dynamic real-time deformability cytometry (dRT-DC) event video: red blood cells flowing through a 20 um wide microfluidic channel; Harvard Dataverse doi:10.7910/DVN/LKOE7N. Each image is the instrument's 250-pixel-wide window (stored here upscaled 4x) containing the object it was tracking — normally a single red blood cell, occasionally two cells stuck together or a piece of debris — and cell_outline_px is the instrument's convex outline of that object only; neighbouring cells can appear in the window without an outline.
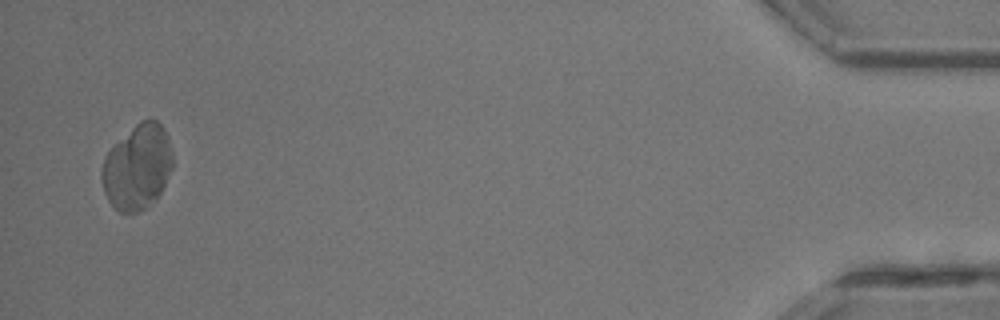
{"species": "common noctule bat (a hibernating species)", "species_latin": "Nyctalus noctula", "temperature_condition": "room temperature", "stored_images_in_passage": 24, "camera_frame_rate_fps": 3000, "um_per_image_px": 0.085, "animal": {"sex": "male", "body_mass_g": 13.3}, "frame": {"image": 1, "passage_image": 24, "time_ms": 7.667, "image_size_px": [1000, 320], "cell_outline_px": [[172, 168], [160, 192], [148, 208], [128, 216], [120, 212], [108, 200], [104, 192], [100, 176], [100, 172], [104, 156], [140, 120], [148, 116], [152, 116], [164, 128], [168, 136], [172, 152]], "centroid_in_image_um": [11.67, 14.21], "position_along_channel_um": 423.5, "area_um2": 35.43}}